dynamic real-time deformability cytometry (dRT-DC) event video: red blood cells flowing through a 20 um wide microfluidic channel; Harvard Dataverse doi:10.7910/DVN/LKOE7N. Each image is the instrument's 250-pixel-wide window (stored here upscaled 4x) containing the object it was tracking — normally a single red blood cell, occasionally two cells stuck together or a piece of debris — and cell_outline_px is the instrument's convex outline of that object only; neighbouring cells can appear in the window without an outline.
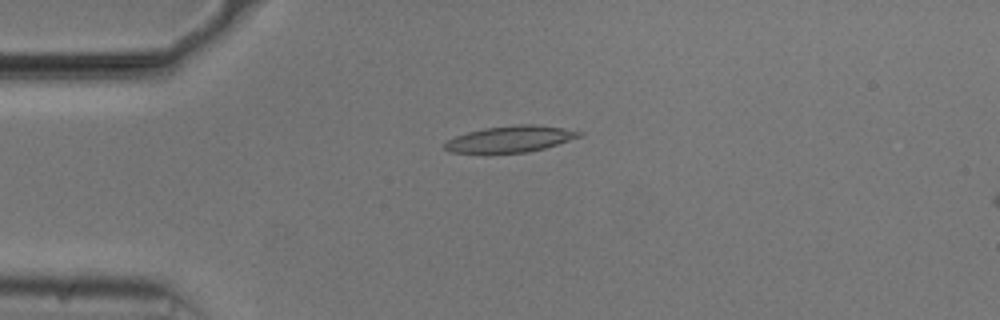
{"species": "common noctule bat (a hibernating species)", "species_latin": "Nyctalus noctula", "temperature_condition": "cold", "stored_images_in_passage": 46, "camera_frame_rate_fps": 3000, "um_per_image_px": 0.085, "animal": {"sex": "male", "body_mass_g": 20.5, "forearm_length_mm": 52.5}, "frame": {"image": 1, "passage_image": 5, "time_ms": 1.333, "image_size_px": [1000, 320], "cell_outline_px": [[584, 136], [544, 148], [528, 152], [484, 156], [448, 152], [444, 148], [444, 144], [448, 140], [456, 136], [468, 132], [484, 128], [516, 124], [532, 124], [564, 128], [584, 132]], "centroid_in_image_um": [43.32, 11.87], "position_along_channel_um": 41.7, "area_um2": 21.62}}
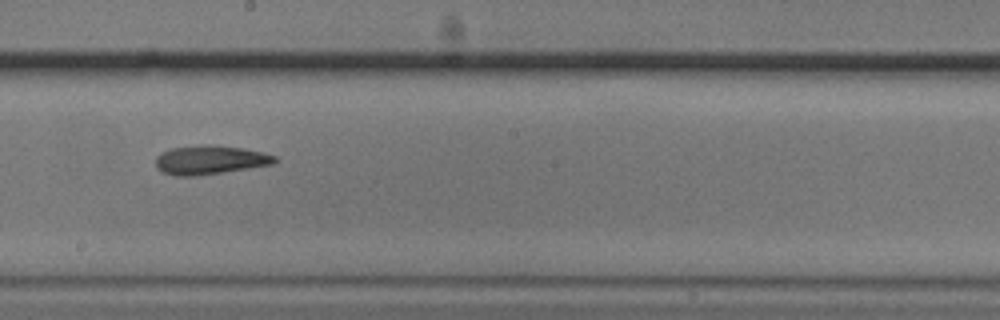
{"frame": {"image": 2, "passage_image": 22, "time_ms": 7.0, "image_size_px": [1000, 320], "cell_outline_px": [[280, 160], [272, 164], [224, 172], [196, 176], [172, 176], [160, 172], [156, 168], [156, 156], [160, 152], [172, 148], [204, 144], [208, 144], [244, 148], [264, 152], [276, 156]], "centroid_in_image_um": [17.83, 13.59], "position_along_channel_um": 230.4, "area_um2": 20.4}}
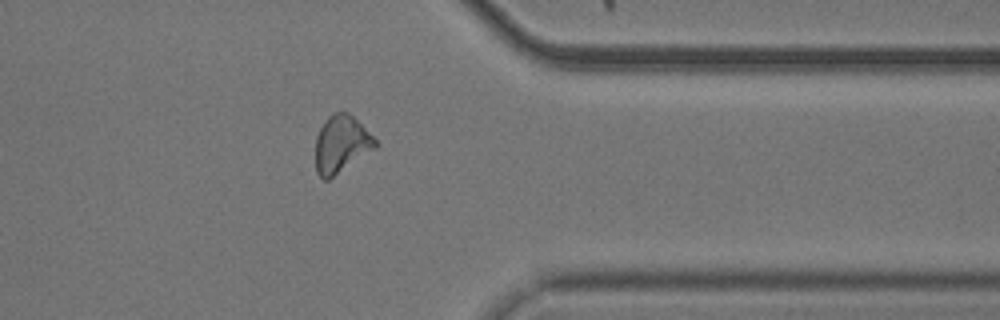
{"frame": {"image": 3, "passage_image": 35, "time_ms": 11.333, "image_size_px": [1000, 320], "cell_outline_px": [[376, 148], [328, 180], [324, 180], [316, 172], [316, 136], [324, 120], [332, 112], [348, 112], [376, 140]], "centroid_in_image_um": [28.98, 12.25], "position_along_channel_um": 382.4, "area_um2": 19.71}, "authors_computed_cell_mechanics": {"area_um2": 20.2011, "velocity_mm_per_s": 3.7302, "shape_relaxation_time_tau1_ms": 3.6665, "shape_relaxation_time_tau2_ms": 6.453, "deformation_change_tau1": 0.1303, "deformation_change_tau2": 0.1608}}